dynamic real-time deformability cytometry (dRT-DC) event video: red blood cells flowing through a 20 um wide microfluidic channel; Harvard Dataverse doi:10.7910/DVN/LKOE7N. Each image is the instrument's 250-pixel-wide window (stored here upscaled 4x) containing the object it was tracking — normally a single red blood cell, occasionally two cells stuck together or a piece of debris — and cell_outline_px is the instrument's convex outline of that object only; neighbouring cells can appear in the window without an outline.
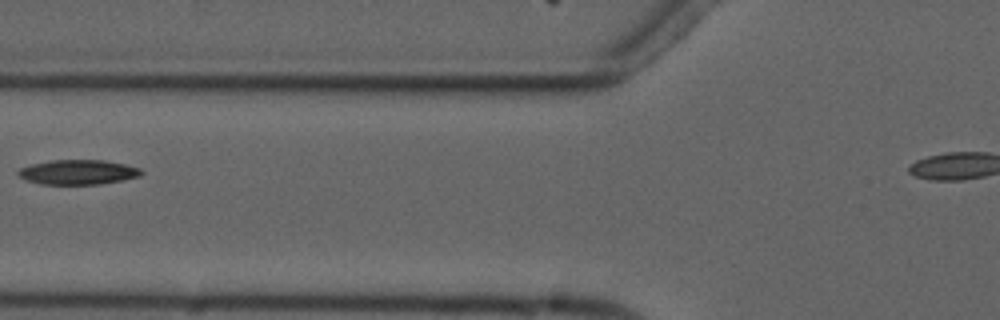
{"species": "common noctule bat (a hibernating species)", "species_latin": "Nyctalus noctula", "temperature_condition": "cold", "stored_images_in_passage": 3, "camera_frame_rate_fps": 3000, "um_per_image_px": 0.085, "animal": {"sex": "male", "forearm_length_mm": 52.5}, "frame": {"image": 1, "passage_image": 3, "time_ms": 2.333, "image_size_px": [1000, 320], "cell_outline_px": [[144, 172], [140, 176], [124, 180], [100, 184], [40, 184], [28, 180], [20, 176], [16, 172], [20, 168], [32, 164], [52, 160], [104, 160], [124, 164], [140, 168]], "centroid_in_image_um": [6.66, 14.63], "position_along_channel_um": 119.1, "area_um2": 17.69}}